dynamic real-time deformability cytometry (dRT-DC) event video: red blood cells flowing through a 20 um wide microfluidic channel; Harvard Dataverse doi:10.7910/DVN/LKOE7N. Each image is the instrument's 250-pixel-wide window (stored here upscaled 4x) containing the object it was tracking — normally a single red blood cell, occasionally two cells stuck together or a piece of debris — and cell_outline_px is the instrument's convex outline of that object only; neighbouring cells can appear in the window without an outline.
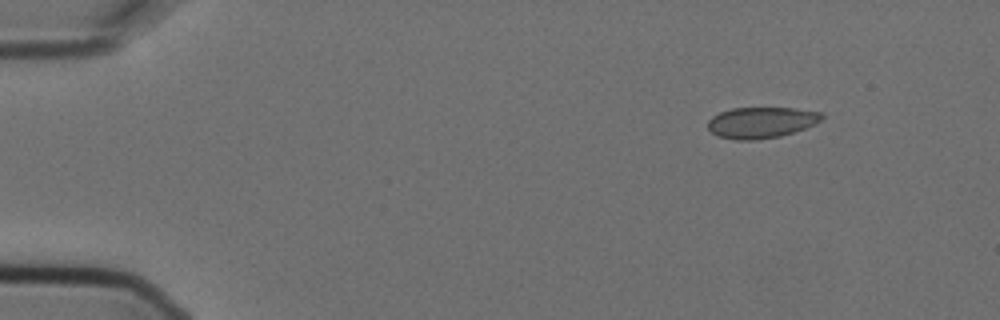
{"species": "Egyptian fruit bat (a non-hibernating species)", "species_latin": "Rousettus aegyptiacus", "temperature_condition": "cold", "stored_images_in_passage": 4, "segment_of_instrument_passage": [2, 2], "camera_frame_rate_fps": 3000, "um_per_image_px": 0.085, "animal": {"sex": "female"}, "frame": {"image": 1, "passage_image": 4, "time_ms": 1.0, "image_size_px": [1000, 320], "cell_outline_px": [[824, 116], [816, 124], [780, 136], [756, 140], [736, 140], [720, 136], [712, 132], [708, 128], [708, 120], [712, 116], [720, 112], [732, 108], [792, 108], [824, 112]], "centroid_in_image_um": [64.72, 10.4], "position_along_channel_um": 20.3, "area_um2": 20.58}}